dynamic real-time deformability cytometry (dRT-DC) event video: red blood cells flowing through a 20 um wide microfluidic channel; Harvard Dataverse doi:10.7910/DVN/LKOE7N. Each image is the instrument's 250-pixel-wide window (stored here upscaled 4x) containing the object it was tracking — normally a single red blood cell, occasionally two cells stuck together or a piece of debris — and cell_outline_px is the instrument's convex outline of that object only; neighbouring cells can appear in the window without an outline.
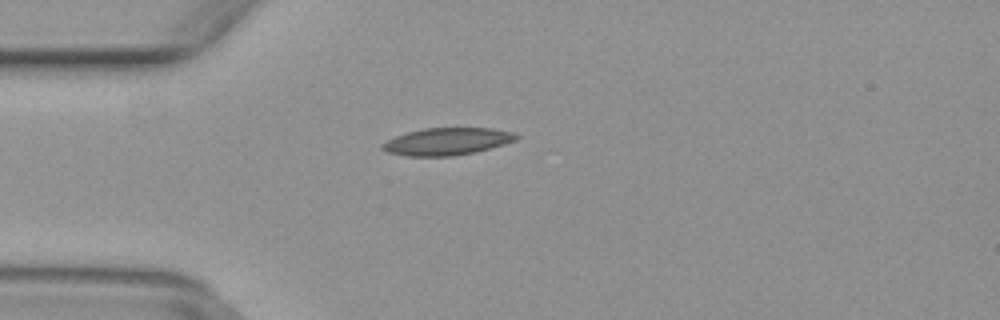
{"species": "common noctule bat (a hibernating species)", "species_latin": "Nyctalus noctula", "temperature_condition": "warm", "stored_images_in_passage": 38, "camera_frame_rate_fps": 3000, "um_per_image_px": 0.085, "animal": {"sex": "female", "body_mass_g": 29.2, "forearm_length_mm": 56.3}, "frame": {"image": 1, "passage_image": 2, "time_ms": 0.333, "image_size_px": [1000, 320], "cell_outline_px": [[520, 136], [516, 140], [504, 144], [476, 152], [452, 156], [408, 156], [388, 152], [380, 148], [380, 144], [396, 136], [408, 132], [424, 128], [492, 128], [512, 132]], "centroid_in_image_um": [38.0, 12.02], "position_along_channel_um": 47.0, "area_um2": 21.21}}
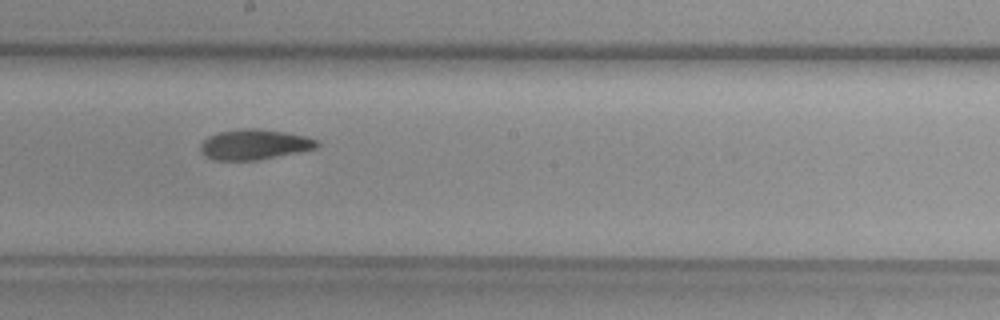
{"frame": {"image": 2, "passage_image": 16, "time_ms": 5.0, "image_size_px": [1000, 320], "cell_outline_px": [[320, 144], [316, 148], [256, 160], [216, 160], [208, 156], [200, 148], [200, 144], [208, 136], [216, 132], [240, 128], [256, 128], [284, 132], [304, 136], [316, 140]], "centroid_in_image_um": [21.59, 12.26], "position_along_channel_um": 226.6, "area_um2": 20.23}}
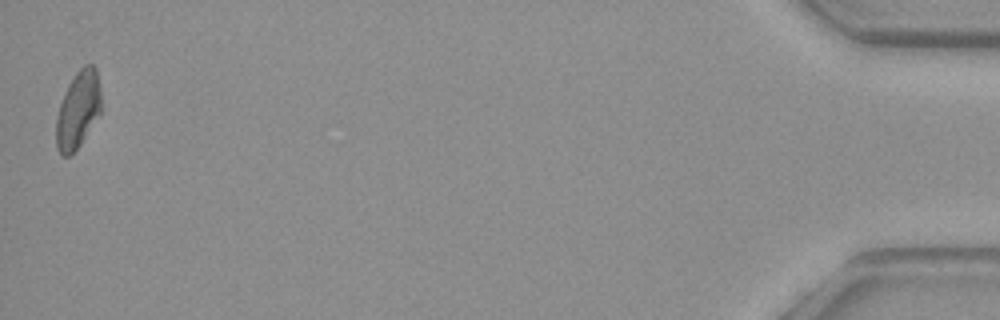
{"frame": {"image": 3, "passage_image": 38, "time_ms": 12.333, "image_size_px": [1000, 320], "cell_outline_px": [[100, 116], [80, 144], [68, 156], [60, 156], [56, 148], [56, 116], [60, 104], [68, 84], [72, 76], [84, 64], [92, 64], [96, 68], [100, 88]], "centroid_in_image_um": [6.63, 9.33], "position_along_channel_um": 428.6, "area_um2": 20.35}}